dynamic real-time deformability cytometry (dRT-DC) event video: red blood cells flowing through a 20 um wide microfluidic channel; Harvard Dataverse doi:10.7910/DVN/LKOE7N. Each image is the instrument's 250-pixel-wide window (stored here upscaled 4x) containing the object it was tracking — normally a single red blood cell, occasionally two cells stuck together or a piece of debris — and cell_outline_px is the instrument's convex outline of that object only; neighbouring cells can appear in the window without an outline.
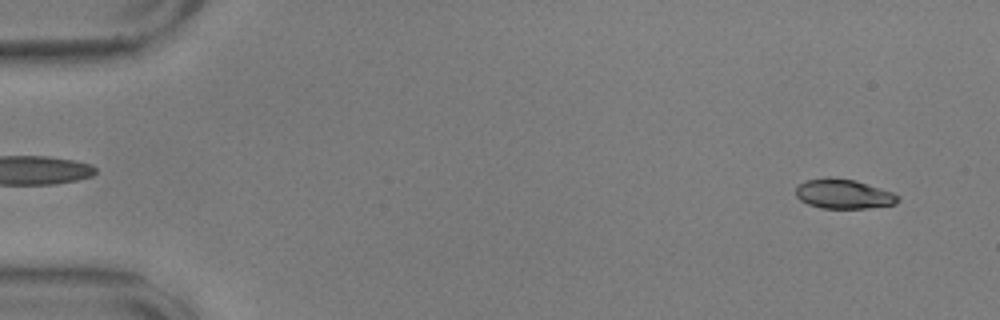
{"species": "common noctule bat (a hibernating species)", "species_latin": "Nyctalus noctula", "temperature_condition": "warm", "stored_images_in_passage": 7, "camera_frame_rate_fps": 3000, "um_per_image_px": 0.085, "animal": {"sex": "male", "body_mass_g": 17.9, "forearm_length_mm": 54.2}, "frame": {"image": 1, "passage_image": 3, "time_ms": 0.667, "image_size_px": [1000, 320], "cell_outline_px": [[900, 200], [896, 204], [868, 208], [820, 208], [808, 204], [800, 200], [796, 196], [796, 188], [800, 184], [808, 180], [828, 176], [856, 180], [892, 192], [900, 196]], "centroid_in_image_um": [71.72, 16.48], "position_along_channel_um": 13.3, "area_um2": 17.69}}